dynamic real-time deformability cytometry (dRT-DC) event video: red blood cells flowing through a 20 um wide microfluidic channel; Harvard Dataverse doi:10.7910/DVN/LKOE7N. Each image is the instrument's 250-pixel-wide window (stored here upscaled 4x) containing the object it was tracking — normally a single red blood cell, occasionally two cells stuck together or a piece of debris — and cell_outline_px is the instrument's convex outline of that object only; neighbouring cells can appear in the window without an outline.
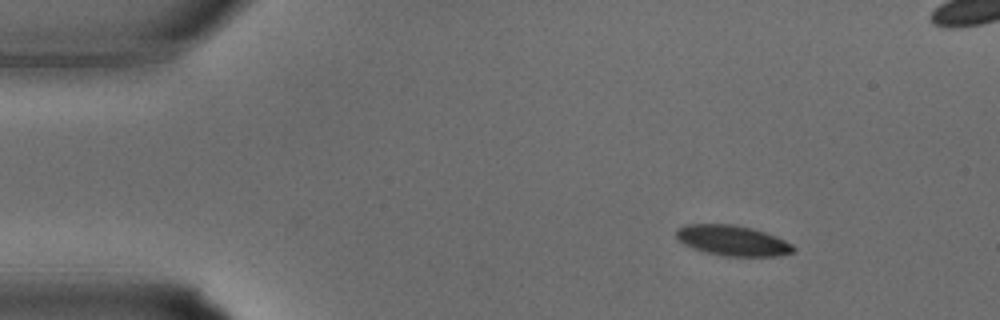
{"species": "common noctule bat (a hibernating species)", "species_latin": "Nyctalus noctula", "temperature_condition": "warm", "stored_images_in_passage": 26, "camera_frame_rate_fps": 3000, "um_per_image_px": 0.085, "animal": {"sex": "male", "body_mass_g": 15.6}, "frame": {"image": 1, "passage_image": 1, "time_ms": 0.0, "image_size_px": [1000, 320], "cell_outline_px": [[796, 248], [792, 252], [776, 256], [724, 256], [692, 248], [684, 244], [676, 236], [676, 228], [684, 224], [732, 224], [752, 228], [776, 236], [792, 244]], "centroid_in_image_um": [62.25, 20.43], "position_along_channel_um": 22.8, "area_um2": 20.63}}
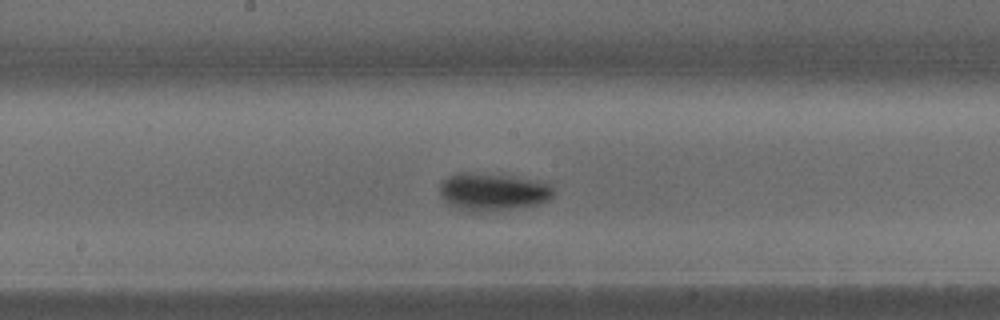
{"frame": {"image": 2, "passage_image": 14, "time_ms": 4.333, "image_size_px": [1000, 320], "cell_outline_px": [[556, 192], [548, 200], [540, 204], [520, 208], [480, 212], [464, 212], [448, 204], [440, 196], [440, 180], [456, 172], [468, 172], [508, 176], [532, 180], [548, 184]], "centroid_in_image_um": [41.83, 16.33], "position_along_channel_um": 206.4, "area_um2": 25.26}}
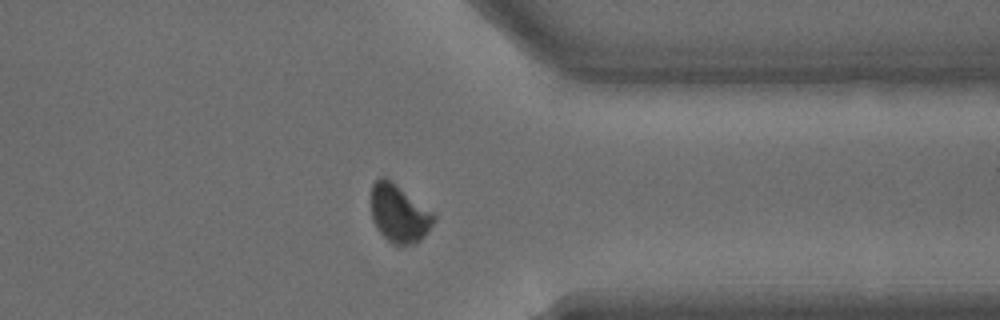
{"frame": {"image": 3, "passage_image": 23, "time_ms": 7.333, "image_size_px": [1000, 320], "cell_outline_px": [[436, 220], [428, 232], [420, 240], [412, 244], [392, 244], [376, 228], [372, 220], [372, 184], [380, 176], [388, 176], [432, 212], [436, 216]], "centroid_in_image_um": [33.92, 18.11], "position_along_channel_um": 377.5, "area_um2": 21.27}}